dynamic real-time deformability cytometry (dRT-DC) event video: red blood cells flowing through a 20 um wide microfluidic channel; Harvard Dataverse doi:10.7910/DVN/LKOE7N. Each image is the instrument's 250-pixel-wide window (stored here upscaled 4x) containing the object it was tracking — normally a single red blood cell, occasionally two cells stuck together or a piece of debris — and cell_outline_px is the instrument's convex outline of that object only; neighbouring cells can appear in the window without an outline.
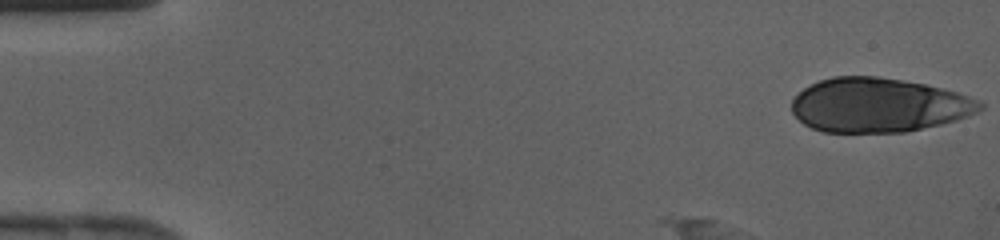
{"species": "human", "species_latin": "Homo sapiens", "temperature_condition": "cold", "stored_images_in_passage": 40, "camera_frame_rate_fps": 3000, "um_per_image_px": 0.085, "donor": {"sex": "female"}, "frame": {"image": 1, "passage_image": 1, "time_ms": 0.0, "image_size_px": [1000, 240], "cell_outline_px": [[984, 108], [968, 116], [956, 120], [940, 124], [904, 132], [824, 132], [812, 128], [804, 124], [792, 112], [792, 100], [804, 88], [820, 80], [832, 76], [876, 76], [904, 80], [924, 84], [956, 92], [980, 100], [984, 104]], "centroid_in_image_um": [74.68, 8.93], "position_along_channel_um": 10.3, "area_um2": 59.3}}